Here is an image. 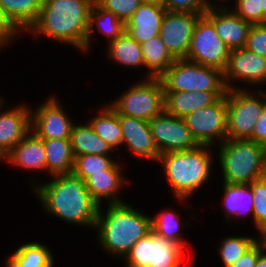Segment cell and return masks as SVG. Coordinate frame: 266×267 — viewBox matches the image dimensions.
Wrapping results in <instances>:
<instances>
[{"label": "cell", "instance_id": "21", "mask_svg": "<svg viewBox=\"0 0 266 267\" xmlns=\"http://www.w3.org/2000/svg\"><path fill=\"white\" fill-rule=\"evenodd\" d=\"M1 161L12 167L29 170L30 172L46 171V153L43 140L30 131L19 141ZM8 162V163H7Z\"/></svg>", "mask_w": 266, "mask_h": 267}, {"label": "cell", "instance_id": "38", "mask_svg": "<svg viewBox=\"0 0 266 267\" xmlns=\"http://www.w3.org/2000/svg\"><path fill=\"white\" fill-rule=\"evenodd\" d=\"M210 0H165L162 4L166 11L204 14L209 8L218 7ZM217 4V5H216Z\"/></svg>", "mask_w": 266, "mask_h": 267}, {"label": "cell", "instance_id": "7", "mask_svg": "<svg viewBox=\"0 0 266 267\" xmlns=\"http://www.w3.org/2000/svg\"><path fill=\"white\" fill-rule=\"evenodd\" d=\"M122 93L109 103L120 115L149 121L165 111L164 88L160 78H144Z\"/></svg>", "mask_w": 266, "mask_h": 267}, {"label": "cell", "instance_id": "23", "mask_svg": "<svg viewBox=\"0 0 266 267\" xmlns=\"http://www.w3.org/2000/svg\"><path fill=\"white\" fill-rule=\"evenodd\" d=\"M224 216L227 224L233 223L249 214L253 218V193L250 184H232L223 182ZM236 219V220H235Z\"/></svg>", "mask_w": 266, "mask_h": 267}, {"label": "cell", "instance_id": "1", "mask_svg": "<svg viewBox=\"0 0 266 267\" xmlns=\"http://www.w3.org/2000/svg\"><path fill=\"white\" fill-rule=\"evenodd\" d=\"M52 178L50 182L40 184L30 177L33 183L31 187L44 212L68 225L95 229L100 205L90 195L85 181L73 173L55 175Z\"/></svg>", "mask_w": 266, "mask_h": 267}, {"label": "cell", "instance_id": "9", "mask_svg": "<svg viewBox=\"0 0 266 267\" xmlns=\"http://www.w3.org/2000/svg\"><path fill=\"white\" fill-rule=\"evenodd\" d=\"M185 250L179 242L151 231L134 244L123 261L126 267H181Z\"/></svg>", "mask_w": 266, "mask_h": 267}, {"label": "cell", "instance_id": "5", "mask_svg": "<svg viewBox=\"0 0 266 267\" xmlns=\"http://www.w3.org/2000/svg\"><path fill=\"white\" fill-rule=\"evenodd\" d=\"M218 146L222 182L250 184L262 178L264 145L249 139H226Z\"/></svg>", "mask_w": 266, "mask_h": 267}, {"label": "cell", "instance_id": "14", "mask_svg": "<svg viewBox=\"0 0 266 267\" xmlns=\"http://www.w3.org/2000/svg\"><path fill=\"white\" fill-rule=\"evenodd\" d=\"M46 99L31 109V131L41 139L70 138L73 119L54 95Z\"/></svg>", "mask_w": 266, "mask_h": 267}, {"label": "cell", "instance_id": "18", "mask_svg": "<svg viewBox=\"0 0 266 267\" xmlns=\"http://www.w3.org/2000/svg\"><path fill=\"white\" fill-rule=\"evenodd\" d=\"M214 24L216 33L232 49L245 48L252 24L239 17L230 7H213L204 13Z\"/></svg>", "mask_w": 266, "mask_h": 267}, {"label": "cell", "instance_id": "34", "mask_svg": "<svg viewBox=\"0 0 266 267\" xmlns=\"http://www.w3.org/2000/svg\"><path fill=\"white\" fill-rule=\"evenodd\" d=\"M109 155L88 154L76 156L72 173L84 181L91 173L103 172L110 169L116 162V159Z\"/></svg>", "mask_w": 266, "mask_h": 267}, {"label": "cell", "instance_id": "4", "mask_svg": "<svg viewBox=\"0 0 266 267\" xmlns=\"http://www.w3.org/2000/svg\"><path fill=\"white\" fill-rule=\"evenodd\" d=\"M210 147L198 145L192 150L166 152L159 156L157 163L161 164L168 187L172 188L179 203H186L188 197H193L211 177L215 160Z\"/></svg>", "mask_w": 266, "mask_h": 267}, {"label": "cell", "instance_id": "46", "mask_svg": "<svg viewBox=\"0 0 266 267\" xmlns=\"http://www.w3.org/2000/svg\"><path fill=\"white\" fill-rule=\"evenodd\" d=\"M215 2H216V0H214ZM220 3H219V5H218V7H220L221 8V6L222 7H228V5L227 6H225L224 5V3H229L228 1H233V4L237 1V0H218ZM225 1V2H224ZM221 2H224L223 4L221 3Z\"/></svg>", "mask_w": 266, "mask_h": 267}, {"label": "cell", "instance_id": "17", "mask_svg": "<svg viewBox=\"0 0 266 267\" xmlns=\"http://www.w3.org/2000/svg\"><path fill=\"white\" fill-rule=\"evenodd\" d=\"M122 129V146L135 157L157 163L160 153L154 143L149 121L118 114Z\"/></svg>", "mask_w": 266, "mask_h": 267}, {"label": "cell", "instance_id": "25", "mask_svg": "<svg viewBox=\"0 0 266 267\" xmlns=\"http://www.w3.org/2000/svg\"><path fill=\"white\" fill-rule=\"evenodd\" d=\"M4 267H54V256L44 243L27 242L8 255Z\"/></svg>", "mask_w": 266, "mask_h": 267}, {"label": "cell", "instance_id": "39", "mask_svg": "<svg viewBox=\"0 0 266 267\" xmlns=\"http://www.w3.org/2000/svg\"><path fill=\"white\" fill-rule=\"evenodd\" d=\"M245 48L266 58V24L251 26Z\"/></svg>", "mask_w": 266, "mask_h": 267}, {"label": "cell", "instance_id": "19", "mask_svg": "<svg viewBox=\"0 0 266 267\" xmlns=\"http://www.w3.org/2000/svg\"><path fill=\"white\" fill-rule=\"evenodd\" d=\"M120 162L118 160L110 169L103 170V172L91 173L85 180L90 195L100 206H104L103 201L105 200L107 202L105 205L125 202L118 193L121 194V188L125 184L128 185L130 181L126 180L122 172V162Z\"/></svg>", "mask_w": 266, "mask_h": 267}, {"label": "cell", "instance_id": "28", "mask_svg": "<svg viewBox=\"0 0 266 267\" xmlns=\"http://www.w3.org/2000/svg\"><path fill=\"white\" fill-rule=\"evenodd\" d=\"M106 54L110 61L120 66L138 69L144 68L141 44L134 40L126 31L115 41L107 43Z\"/></svg>", "mask_w": 266, "mask_h": 267}, {"label": "cell", "instance_id": "48", "mask_svg": "<svg viewBox=\"0 0 266 267\" xmlns=\"http://www.w3.org/2000/svg\"><path fill=\"white\" fill-rule=\"evenodd\" d=\"M260 238L263 240L264 244H265V247H266V232H264Z\"/></svg>", "mask_w": 266, "mask_h": 267}, {"label": "cell", "instance_id": "27", "mask_svg": "<svg viewBox=\"0 0 266 267\" xmlns=\"http://www.w3.org/2000/svg\"><path fill=\"white\" fill-rule=\"evenodd\" d=\"M42 140L46 153V172L49 176L72 173L75 157L70 138Z\"/></svg>", "mask_w": 266, "mask_h": 267}, {"label": "cell", "instance_id": "36", "mask_svg": "<svg viewBox=\"0 0 266 267\" xmlns=\"http://www.w3.org/2000/svg\"><path fill=\"white\" fill-rule=\"evenodd\" d=\"M263 0H237L230 7L239 17L246 22L257 25L263 24Z\"/></svg>", "mask_w": 266, "mask_h": 267}, {"label": "cell", "instance_id": "24", "mask_svg": "<svg viewBox=\"0 0 266 267\" xmlns=\"http://www.w3.org/2000/svg\"><path fill=\"white\" fill-rule=\"evenodd\" d=\"M96 27V28H95ZM97 29L101 35L106 39L108 43L115 41L119 36H121L125 30V23L120 20L115 14L104 10L96 2L93 3L92 9L89 13V25L86 35V44L82 52L87 53L92 47L93 36Z\"/></svg>", "mask_w": 266, "mask_h": 267}, {"label": "cell", "instance_id": "47", "mask_svg": "<svg viewBox=\"0 0 266 267\" xmlns=\"http://www.w3.org/2000/svg\"><path fill=\"white\" fill-rule=\"evenodd\" d=\"M142 1H147V2H156V3L163 4L165 0H142Z\"/></svg>", "mask_w": 266, "mask_h": 267}, {"label": "cell", "instance_id": "40", "mask_svg": "<svg viewBox=\"0 0 266 267\" xmlns=\"http://www.w3.org/2000/svg\"><path fill=\"white\" fill-rule=\"evenodd\" d=\"M21 33L23 32L12 22L0 5V50L13 44L11 42L19 35L21 36Z\"/></svg>", "mask_w": 266, "mask_h": 267}, {"label": "cell", "instance_id": "35", "mask_svg": "<svg viewBox=\"0 0 266 267\" xmlns=\"http://www.w3.org/2000/svg\"><path fill=\"white\" fill-rule=\"evenodd\" d=\"M253 193V223L260 233L266 232V180L260 178L250 183Z\"/></svg>", "mask_w": 266, "mask_h": 267}, {"label": "cell", "instance_id": "31", "mask_svg": "<svg viewBox=\"0 0 266 267\" xmlns=\"http://www.w3.org/2000/svg\"><path fill=\"white\" fill-rule=\"evenodd\" d=\"M44 0H0V5L12 22L27 32L37 21Z\"/></svg>", "mask_w": 266, "mask_h": 267}, {"label": "cell", "instance_id": "33", "mask_svg": "<svg viewBox=\"0 0 266 267\" xmlns=\"http://www.w3.org/2000/svg\"><path fill=\"white\" fill-rule=\"evenodd\" d=\"M258 239L252 236H226L217 251L224 267H231Z\"/></svg>", "mask_w": 266, "mask_h": 267}, {"label": "cell", "instance_id": "37", "mask_svg": "<svg viewBox=\"0 0 266 267\" xmlns=\"http://www.w3.org/2000/svg\"><path fill=\"white\" fill-rule=\"evenodd\" d=\"M104 10L112 12L125 24L131 18L135 10L143 2L142 0H95Z\"/></svg>", "mask_w": 266, "mask_h": 267}, {"label": "cell", "instance_id": "30", "mask_svg": "<svg viewBox=\"0 0 266 267\" xmlns=\"http://www.w3.org/2000/svg\"><path fill=\"white\" fill-rule=\"evenodd\" d=\"M88 122L114 152L122 148V129L118 113L109 104H104L98 114Z\"/></svg>", "mask_w": 266, "mask_h": 267}, {"label": "cell", "instance_id": "45", "mask_svg": "<svg viewBox=\"0 0 266 267\" xmlns=\"http://www.w3.org/2000/svg\"><path fill=\"white\" fill-rule=\"evenodd\" d=\"M262 11H263V24H266V0H263Z\"/></svg>", "mask_w": 266, "mask_h": 267}, {"label": "cell", "instance_id": "20", "mask_svg": "<svg viewBox=\"0 0 266 267\" xmlns=\"http://www.w3.org/2000/svg\"><path fill=\"white\" fill-rule=\"evenodd\" d=\"M165 12L162 4L143 1L125 24V31L142 44L159 35Z\"/></svg>", "mask_w": 266, "mask_h": 267}, {"label": "cell", "instance_id": "22", "mask_svg": "<svg viewBox=\"0 0 266 267\" xmlns=\"http://www.w3.org/2000/svg\"><path fill=\"white\" fill-rule=\"evenodd\" d=\"M226 94L206 91L164 92L165 112L184 118L189 113L213 105Z\"/></svg>", "mask_w": 266, "mask_h": 267}, {"label": "cell", "instance_id": "10", "mask_svg": "<svg viewBox=\"0 0 266 267\" xmlns=\"http://www.w3.org/2000/svg\"><path fill=\"white\" fill-rule=\"evenodd\" d=\"M231 49L216 33L213 22L201 15L195 25L186 60L226 70Z\"/></svg>", "mask_w": 266, "mask_h": 267}, {"label": "cell", "instance_id": "44", "mask_svg": "<svg viewBox=\"0 0 266 267\" xmlns=\"http://www.w3.org/2000/svg\"><path fill=\"white\" fill-rule=\"evenodd\" d=\"M262 178L266 180V149L263 157V171H262Z\"/></svg>", "mask_w": 266, "mask_h": 267}, {"label": "cell", "instance_id": "6", "mask_svg": "<svg viewBox=\"0 0 266 267\" xmlns=\"http://www.w3.org/2000/svg\"><path fill=\"white\" fill-rule=\"evenodd\" d=\"M159 78L164 92H228L222 70L186 59H176Z\"/></svg>", "mask_w": 266, "mask_h": 267}, {"label": "cell", "instance_id": "26", "mask_svg": "<svg viewBox=\"0 0 266 267\" xmlns=\"http://www.w3.org/2000/svg\"><path fill=\"white\" fill-rule=\"evenodd\" d=\"M78 124L76 122L73 124L70 135L74 157L88 154L112 155L114 151L107 142L95 133L89 122Z\"/></svg>", "mask_w": 266, "mask_h": 267}, {"label": "cell", "instance_id": "11", "mask_svg": "<svg viewBox=\"0 0 266 267\" xmlns=\"http://www.w3.org/2000/svg\"><path fill=\"white\" fill-rule=\"evenodd\" d=\"M184 120L198 145L213 148L221 144L227 139V94L213 105L187 114Z\"/></svg>", "mask_w": 266, "mask_h": 267}, {"label": "cell", "instance_id": "32", "mask_svg": "<svg viewBox=\"0 0 266 267\" xmlns=\"http://www.w3.org/2000/svg\"><path fill=\"white\" fill-rule=\"evenodd\" d=\"M169 209L161 210L154 217H151L152 232L165 239L177 241L187 249L188 245L185 243L186 240H184L185 237H183L181 230L186 228L190 222H181L180 214Z\"/></svg>", "mask_w": 266, "mask_h": 267}, {"label": "cell", "instance_id": "29", "mask_svg": "<svg viewBox=\"0 0 266 267\" xmlns=\"http://www.w3.org/2000/svg\"><path fill=\"white\" fill-rule=\"evenodd\" d=\"M141 48L145 68L148 70L145 78H159L176 60L159 35L142 43Z\"/></svg>", "mask_w": 266, "mask_h": 267}, {"label": "cell", "instance_id": "43", "mask_svg": "<svg viewBox=\"0 0 266 267\" xmlns=\"http://www.w3.org/2000/svg\"><path fill=\"white\" fill-rule=\"evenodd\" d=\"M256 267H266V249L260 254Z\"/></svg>", "mask_w": 266, "mask_h": 267}, {"label": "cell", "instance_id": "8", "mask_svg": "<svg viewBox=\"0 0 266 267\" xmlns=\"http://www.w3.org/2000/svg\"><path fill=\"white\" fill-rule=\"evenodd\" d=\"M234 89L227 92V139H250L266 103V90Z\"/></svg>", "mask_w": 266, "mask_h": 267}, {"label": "cell", "instance_id": "3", "mask_svg": "<svg viewBox=\"0 0 266 267\" xmlns=\"http://www.w3.org/2000/svg\"><path fill=\"white\" fill-rule=\"evenodd\" d=\"M127 202L100 206L95 230L97 243L115 258L124 259L134 244L152 231L151 215L138 211Z\"/></svg>", "mask_w": 266, "mask_h": 267}, {"label": "cell", "instance_id": "15", "mask_svg": "<svg viewBox=\"0 0 266 267\" xmlns=\"http://www.w3.org/2000/svg\"><path fill=\"white\" fill-rule=\"evenodd\" d=\"M202 14L166 11L159 36L175 59H186L198 18Z\"/></svg>", "mask_w": 266, "mask_h": 267}, {"label": "cell", "instance_id": "2", "mask_svg": "<svg viewBox=\"0 0 266 267\" xmlns=\"http://www.w3.org/2000/svg\"><path fill=\"white\" fill-rule=\"evenodd\" d=\"M94 2L95 0H44L38 19L28 32L35 40L42 35L82 52L86 44L89 13Z\"/></svg>", "mask_w": 266, "mask_h": 267}, {"label": "cell", "instance_id": "13", "mask_svg": "<svg viewBox=\"0 0 266 267\" xmlns=\"http://www.w3.org/2000/svg\"><path fill=\"white\" fill-rule=\"evenodd\" d=\"M154 143L160 153L192 150L198 146L184 118L165 111L149 120Z\"/></svg>", "mask_w": 266, "mask_h": 267}, {"label": "cell", "instance_id": "42", "mask_svg": "<svg viewBox=\"0 0 266 267\" xmlns=\"http://www.w3.org/2000/svg\"><path fill=\"white\" fill-rule=\"evenodd\" d=\"M249 140H252L266 147V103L263 107L261 115L254 125L252 136Z\"/></svg>", "mask_w": 266, "mask_h": 267}, {"label": "cell", "instance_id": "12", "mask_svg": "<svg viewBox=\"0 0 266 267\" xmlns=\"http://www.w3.org/2000/svg\"><path fill=\"white\" fill-rule=\"evenodd\" d=\"M224 80L228 90L247 89L246 85L266 84V58L257 55L246 48L232 49L229 61L224 71ZM237 85L244 86H237ZM246 83V84H245ZM235 84V85H233ZM259 84V85H258Z\"/></svg>", "mask_w": 266, "mask_h": 267}, {"label": "cell", "instance_id": "41", "mask_svg": "<svg viewBox=\"0 0 266 267\" xmlns=\"http://www.w3.org/2000/svg\"><path fill=\"white\" fill-rule=\"evenodd\" d=\"M266 249L263 240H258L231 266V267H256L260 254Z\"/></svg>", "mask_w": 266, "mask_h": 267}, {"label": "cell", "instance_id": "16", "mask_svg": "<svg viewBox=\"0 0 266 267\" xmlns=\"http://www.w3.org/2000/svg\"><path fill=\"white\" fill-rule=\"evenodd\" d=\"M0 100V159L31 131V109L22 103L14 107ZM6 104V105H5ZM7 107V109L4 107ZM4 109V110H3ZM2 110V111H1Z\"/></svg>", "mask_w": 266, "mask_h": 267}]
</instances>
